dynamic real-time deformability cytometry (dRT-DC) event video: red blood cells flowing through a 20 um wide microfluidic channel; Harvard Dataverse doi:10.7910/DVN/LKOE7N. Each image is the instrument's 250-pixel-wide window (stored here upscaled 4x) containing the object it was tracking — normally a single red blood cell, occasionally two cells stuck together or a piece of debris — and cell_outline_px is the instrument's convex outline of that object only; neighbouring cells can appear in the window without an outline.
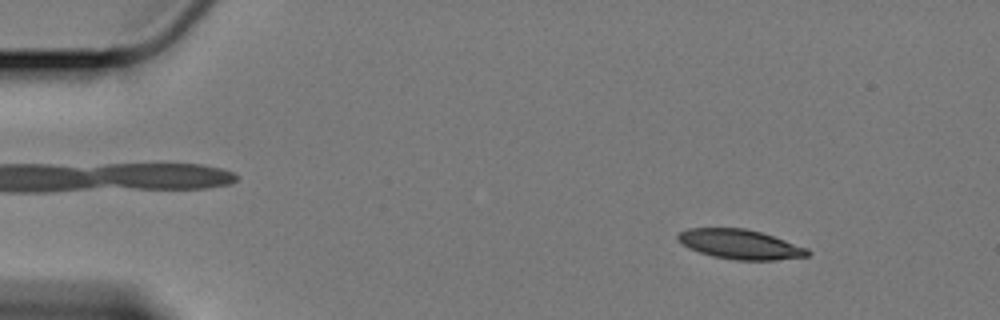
{"species": "Egyptian fruit bat (a non-hibernating species)", "species_latin": "Rousettus aegyptiacus", "temperature_condition": "cold", "stored_images_in_passage": 44, "camera_frame_rate_fps": 3000, "um_per_image_px": 0.085, "animal": {"sex": "female"}, "frame": {"image": 1, "passage_image": 7, "time_ms": 2.0, "image_size_px": [1000, 320], "cell_outline_px": [[812, 252], [808, 256], [776, 260], [736, 260], [712, 256], [688, 248], [676, 236], [680, 232], [688, 228], [744, 228], [760, 232], [808, 248]], "centroid_in_image_um": [62.93, 20.77], "position_along_channel_um": 22.1, "area_um2": 22.2}}
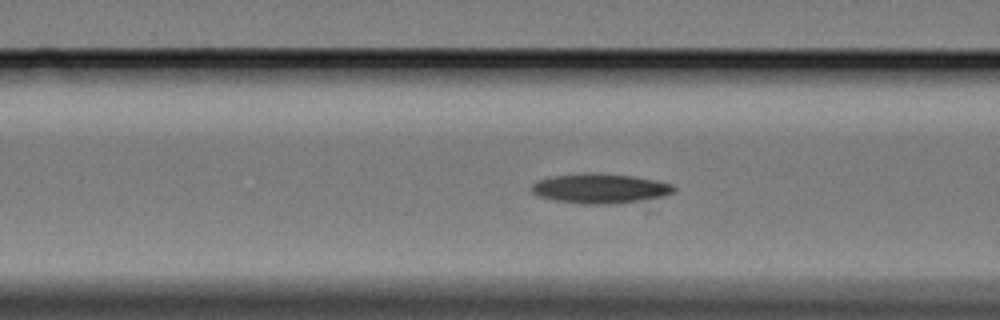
{"frame": {"image": 2, "passage_image": 23, "time_ms": 7.333, "image_size_px": [1000, 320], "cell_outline_px": [[676, 192], [648, 212], [580, 204], [556, 200], [536, 196], [528, 188], [532, 184], [540, 180], [552, 176], [584, 172], [592, 172], [632, 176], [656, 180], [672, 184], [676, 188]], "centroid_in_image_um": [51.41, 16.19], "position_along_channel_um": 115.2, "area_um2": 28.73}}
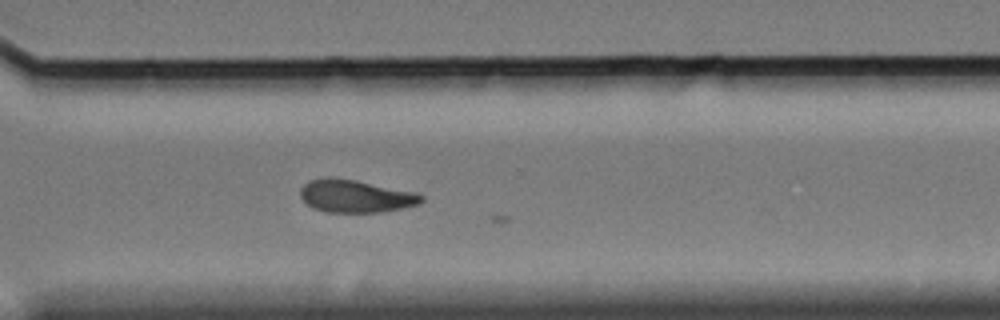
{"frame": {"image": 3, "passage_image": 43, "time_ms": 14.0, "image_size_px": [1000, 320], "cell_outline_px": [[424, 200], [416, 204], [400, 208], [380, 212], [324, 212], [312, 208], [300, 196], [300, 188], [308, 180], [328, 176], [356, 180], [416, 192], [424, 196]], "centroid_in_image_um": [30.18, 16.65], "position_along_channel_um": 340.4, "area_um2": 23.12}}